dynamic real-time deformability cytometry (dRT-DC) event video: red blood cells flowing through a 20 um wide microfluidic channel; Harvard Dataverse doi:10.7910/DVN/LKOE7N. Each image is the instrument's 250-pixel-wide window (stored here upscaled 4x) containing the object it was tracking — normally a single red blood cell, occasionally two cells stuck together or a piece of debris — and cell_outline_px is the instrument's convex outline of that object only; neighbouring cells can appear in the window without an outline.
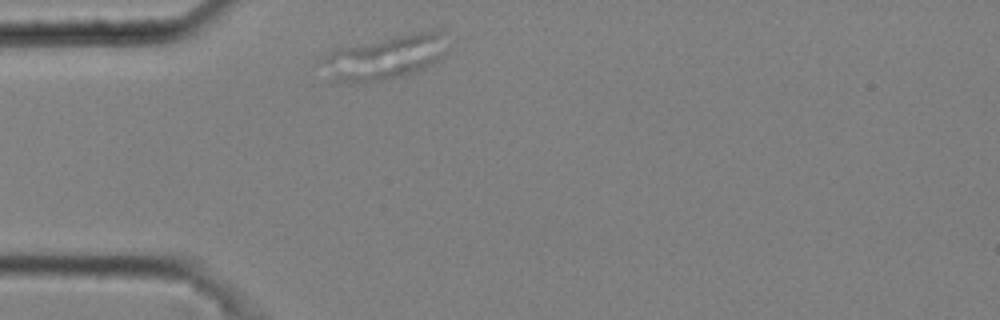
{"species": "common noctule bat (a hibernating species)", "species_latin": "Nyctalus noctula", "temperature_condition": "cold", "stored_images_in_passage": 1, "camera_frame_rate_fps": 3000, "um_per_image_px": 0.085, "animal": {"sex": "male", "body_mass_g": 20.4}, "frame": {"image": 1, "passage_image": 1, "time_ms": 0.0, "image_size_px": [1000, 320], "cell_outline_px": [[452, 48], [440, 60], [416, 72], [380, 80], [332, 80], [316, 60], [328, 52], [336, 48], [416, 32], [440, 28]], "centroid_in_image_um": [32.81, 4.81], "position_along_channel_um": 52.2, "area_um2": 32.37}}